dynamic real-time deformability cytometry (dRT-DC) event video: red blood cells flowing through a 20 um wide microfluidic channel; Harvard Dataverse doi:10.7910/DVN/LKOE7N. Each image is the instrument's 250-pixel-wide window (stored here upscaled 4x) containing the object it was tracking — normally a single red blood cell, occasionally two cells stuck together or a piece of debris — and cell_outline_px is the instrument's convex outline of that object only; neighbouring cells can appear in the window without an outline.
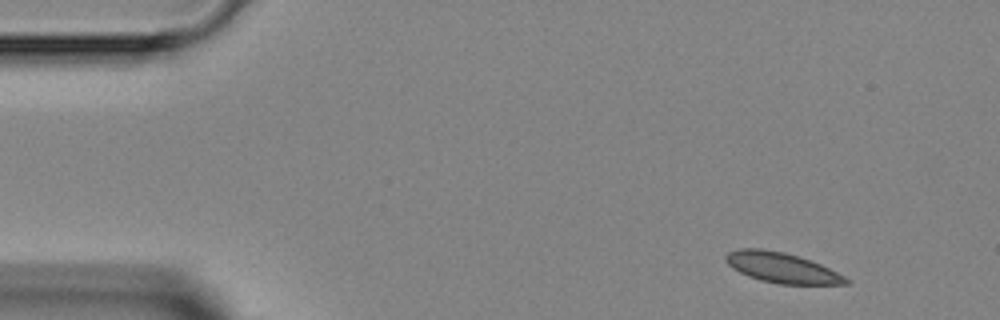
{"species": "Egyptian fruit bat (a non-hibernating species)", "species_latin": "Rousettus aegyptiacus", "temperature_condition": "room temperature", "stored_images_in_passage": 4, "segment_of_instrument_passage": [2, 2], "camera_frame_rate_fps": 3000, "um_per_image_px": 0.085, "animal": {"sex": "female"}, "frame": {"image": 1, "passage_image": 4, "time_ms": 4.333, "image_size_px": [1000, 320], "cell_outline_px": [[848, 284], [780, 284], [760, 280], [748, 276], [732, 268], [724, 260], [724, 256], [728, 252], [740, 248], [760, 248], [784, 252], [820, 264], [844, 276], [848, 280]], "centroid_in_image_um": [66.39, 22.75], "position_along_channel_um": 18.6, "area_um2": 20.92}}